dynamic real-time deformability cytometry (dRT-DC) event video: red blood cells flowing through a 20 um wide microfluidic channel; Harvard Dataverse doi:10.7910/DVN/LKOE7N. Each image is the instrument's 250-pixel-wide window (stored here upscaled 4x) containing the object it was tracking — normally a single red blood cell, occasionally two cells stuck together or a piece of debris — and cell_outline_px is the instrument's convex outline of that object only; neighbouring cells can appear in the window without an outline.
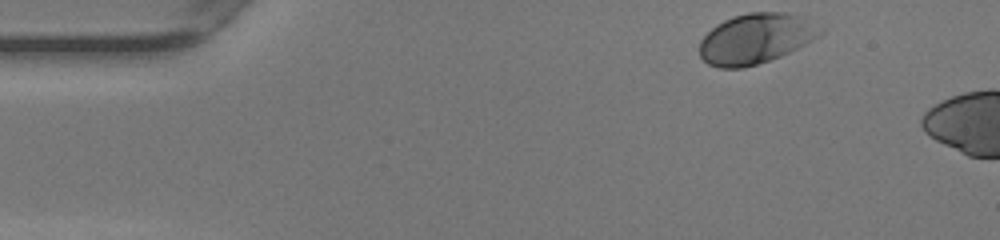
{"species": "human", "species_latin": "Homo sapiens", "temperature_condition": "warm", "stored_images_in_passage": 8, "camera_frame_rate_fps": 3000, "um_per_image_px": 0.085, "donor": {"sex": "female"}, "frame": {"image": 1, "passage_image": 1, "time_ms": 0.0, "image_size_px": [1000, 240], "cell_outline_px": [[828, 28], [820, 36], [780, 56], [744, 68], [720, 68], [708, 64], [700, 56], [700, 40], [716, 24], [732, 16], [748, 12], [788, 12], [804, 16], [828, 24]], "centroid_in_image_um": [64.35, 3.24], "position_along_channel_um": 20.6, "area_um2": 36.07}}